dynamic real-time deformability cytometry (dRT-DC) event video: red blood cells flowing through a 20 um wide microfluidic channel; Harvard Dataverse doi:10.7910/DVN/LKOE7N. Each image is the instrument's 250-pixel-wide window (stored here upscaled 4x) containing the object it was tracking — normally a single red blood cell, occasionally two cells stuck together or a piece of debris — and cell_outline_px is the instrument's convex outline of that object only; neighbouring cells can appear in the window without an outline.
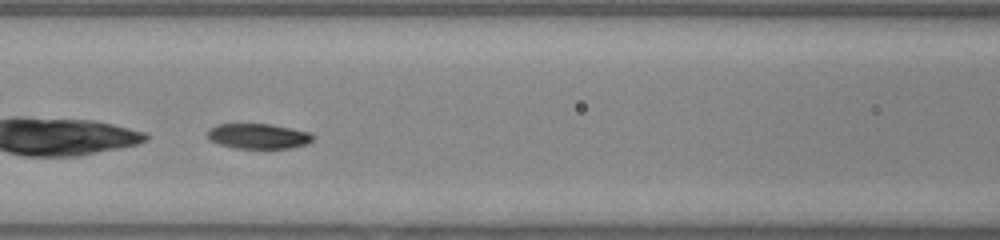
{"species": "common noctule bat (a hibernating species)", "species_latin": "Nyctalus noctula", "temperature_condition": "warm", "stored_images_in_passage": 27, "camera_frame_rate_fps": 3000, "um_per_image_px": 0.085, "animal": {"sex": "male", "body_mass_g": 20.0, "forearm_length_mm": 53.3}, "frame": {"image": 1, "passage_image": 15, "time_ms": 4.667, "image_size_px": [1000, 240], "cell_outline_px": [[316, 136], [308, 144], [292, 148], [236, 148], [220, 144], [212, 140], [208, 136], [208, 128], [216, 124], [268, 124], [308, 132]], "centroid_in_image_um": [21.97, 11.57], "position_along_channel_um": 144.6, "area_um2": 15.32}}
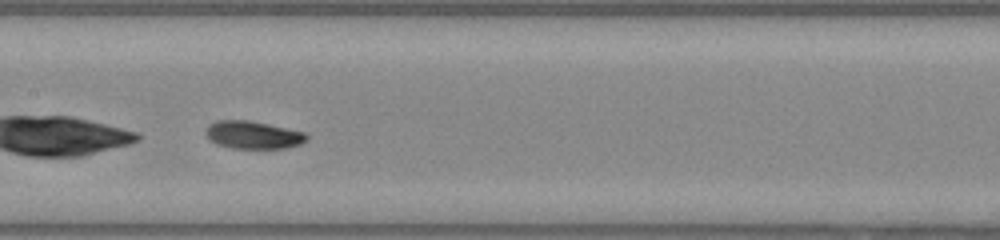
{"frame": {"image": 2, "passage_image": 18, "time_ms": 5.667, "image_size_px": [1000, 240], "cell_outline_px": [[308, 140], [300, 144], [284, 148], [232, 148], [216, 144], [208, 136], [208, 124], [216, 120], [248, 120], [268, 124], [304, 132], [308, 136]], "centroid_in_image_um": [21.54, 11.46], "position_along_channel_um": 185.9, "area_um2": 16.07}}
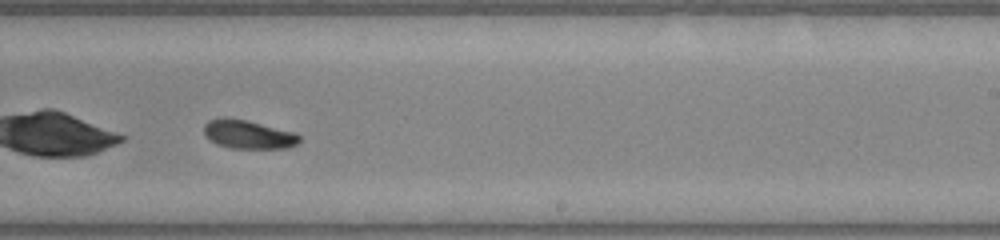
{"frame": {"image": 3, "passage_image": 24, "time_ms": 7.667, "image_size_px": [1000, 240], "cell_outline_px": [[300, 140], [296, 144], [288, 148], [232, 148], [216, 144], [204, 136], [204, 124], [208, 120], [224, 116], [248, 120], [296, 132], [300, 136]], "centroid_in_image_um": [21.08, 11.4], "position_along_channel_um": 267.9, "area_um2": 16.24}}